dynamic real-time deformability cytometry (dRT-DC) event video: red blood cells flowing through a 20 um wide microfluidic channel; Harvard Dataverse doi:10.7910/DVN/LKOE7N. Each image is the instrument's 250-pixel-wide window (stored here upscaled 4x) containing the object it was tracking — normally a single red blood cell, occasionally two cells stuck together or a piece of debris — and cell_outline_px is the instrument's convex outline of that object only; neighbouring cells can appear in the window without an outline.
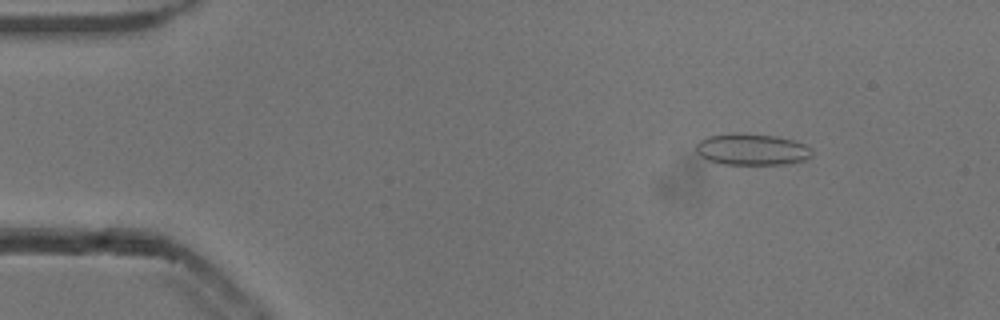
{"species": "common noctule bat (a hibernating species)", "species_latin": "Nyctalus noctula", "temperature_condition": "cold", "stored_images_in_passage": 48, "camera_frame_rate_fps": 3000, "um_per_image_px": 0.085, "animal": {"sex": "male", "body_mass_g": 13.3}, "frame": {"image": 1, "passage_image": 7, "time_ms": 2.0, "image_size_px": [1000, 320], "cell_outline_px": [[812, 156], [804, 160], [788, 164], [724, 164], [708, 160], [700, 156], [696, 152], [696, 144], [700, 140], [708, 136], [732, 132], [736, 132], [776, 136], [792, 140], [804, 144], [812, 148]], "centroid_in_image_um": [63.9, 12.69], "position_along_channel_um": 21.1, "area_um2": 21.44}}
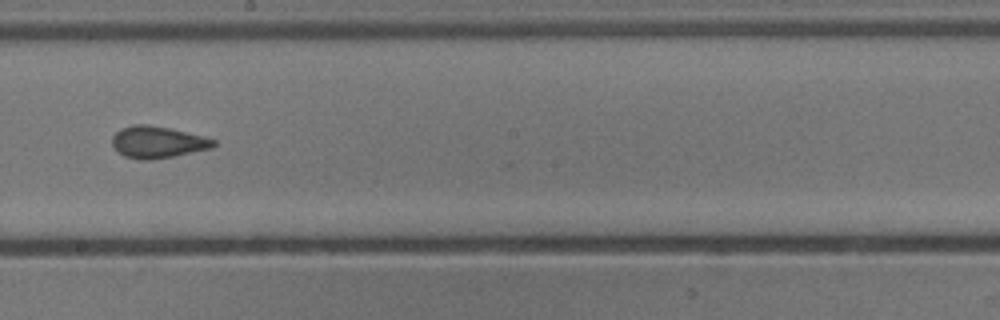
{"frame": {"image": 2, "passage_image": 30, "time_ms": 9.667, "image_size_px": [1000, 320], "cell_outline_px": [[216, 144], [212, 148], [176, 156], [152, 160], [140, 160], [124, 156], [112, 144], [112, 136], [120, 128], [132, 124], [148, 124], [168, 128], [204, 136], [216, 140]], "centroid_in_image_um": [13.4, 12.08], "position_along_channel_um": 234.8, "area_um2": 18.9}}
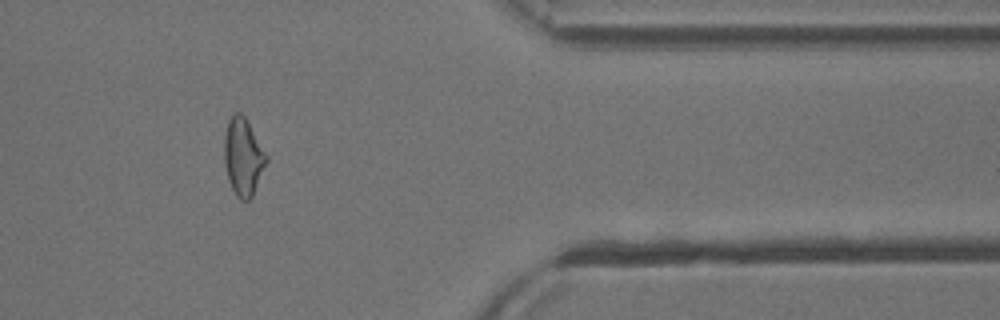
{"frame": {"image": 3, "passage_image": 44, "time_ms": 14.333, "image_size_px": [1000, 320], "cell_outline_px": [[268, 160], [252, 196], [248, 200], [240, 200], [236, 196], [228, 180], [224, 160], [224, 132], [228, 120], [236, 112], [240, 112], [244, 116], [268, 156]], "centroid_in_image_um": [20.66, 13.33], "position_along_channel_um": 390.7, "area_um2": 18.9}}